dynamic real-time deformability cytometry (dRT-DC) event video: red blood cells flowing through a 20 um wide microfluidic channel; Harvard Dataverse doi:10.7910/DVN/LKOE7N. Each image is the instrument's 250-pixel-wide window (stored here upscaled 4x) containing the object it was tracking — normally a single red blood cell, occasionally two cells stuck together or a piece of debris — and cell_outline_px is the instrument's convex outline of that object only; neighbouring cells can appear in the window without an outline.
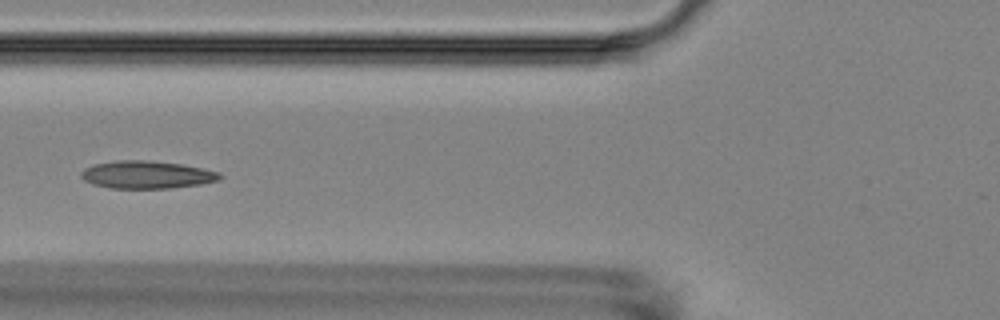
{"species": "Egyptian fruit bat (a non-hibernating species)", "species_latin": "Rousettus aegyptiacus", "temperature_condition": "room temperature", "stored_images_in_passage": 8, "camera_frame_rate_fps": 3000, "um_per_image_px": 0.085, "animal": {"sex": "female"}, "frame": {"image": 1, "passage_image": 5, "time_ms": 5.333, "image_size_px": [1000, 320], "cell_outline_px": [[224, 176], [220, 180], [200, 184], [172, 188], [108, 188], [92, 184], [84, 180], [80, 176], [80, 172], [84, 168], [96, 164], [116, 160], [148, 160], [184, 164], [204, 168], [220, 172]], "centroid_in_image_um": [12.5, 14.84], "position_along_channel_um": 113.3, "area_um2": 22.66}}
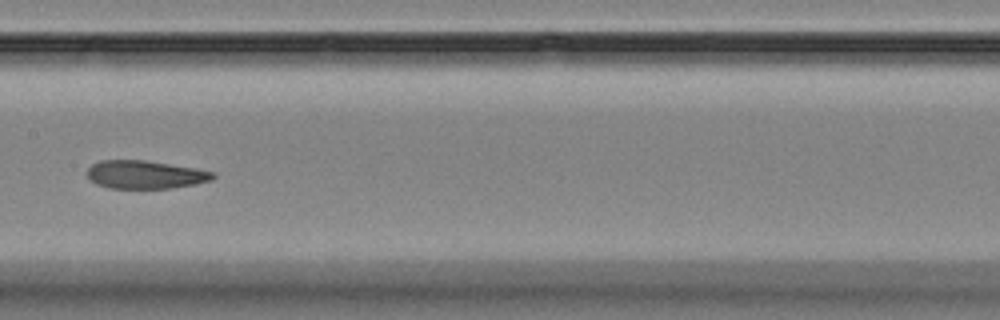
{"frame": {"image": 2, "passage_image": 7, "time_ms": 7.667, "image_size_px": [1000, 320], "cell_outline_px": [[216, 176], [212, 180], [196, 184], [168, 188], [108, 188], [96, 184], [88, 176], [88, 168], [92, 164], [100, 160], [144, 160], [196, 168], [216, 172]], "centroid_in_image_um": [12.37, 14.84], "position_along_channel_um": 195.0, "area_um2": 20.63}}
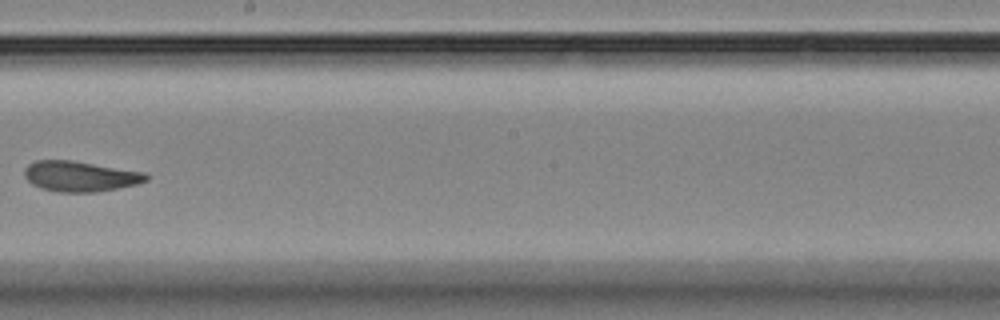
{"frame": {"image": 3, "passage_image": 8, "time_ms": 9.0, "image_size_px": [1000, 320], "cell_outline_px": [[148, 180], [136, 184], [96, 192], [60, 192], [40, 188], [32, 184], [24, 176], [24, 168], [28, 164], [36, 160], [72, 160], [144, 172], [148, 176]], "centroid_in_image_um": [6.77, 14.98], "position_along_channel_um": 241.4, "area_um2": 21.5}}